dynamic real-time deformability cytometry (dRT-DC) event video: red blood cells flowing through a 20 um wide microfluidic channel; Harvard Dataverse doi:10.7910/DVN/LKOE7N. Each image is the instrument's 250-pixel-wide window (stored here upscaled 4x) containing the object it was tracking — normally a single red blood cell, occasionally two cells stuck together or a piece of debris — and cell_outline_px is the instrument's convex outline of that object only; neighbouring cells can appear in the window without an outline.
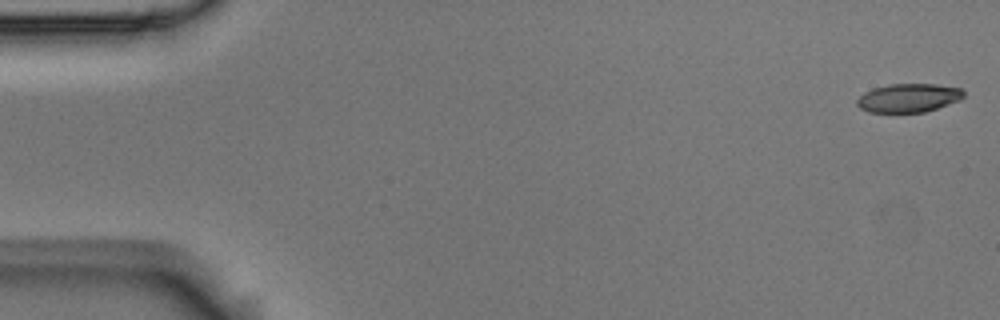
{"species": "Egyptian fruit bat (a non-hibernating species)", "species_latin": "Rousettus aegyptiacus", "temperature_condition": "room temperature", "stored_images_in_passage": 56, "camera_frame_rate_fps": 3000, "um_per_image_px": 0.085, "animal": {"sex": "male"}, "frame": {"image": 1, "passage_image": 1, "time_ms": 0.0, "image_size_px": [1000, 320], "cell_outline_px": [[964, 96], [960, 100], [924, 112], [868, 112], [860, 108], [856, 104], [856, 100], [864, 92], [872, 88], [888, 84], [936, 84], [960, 88], [964, 92]], "centroid_in_image_um": [77.2, 8.31], "position_along_channel_um": 7.8, "area_um2": 17.8}}
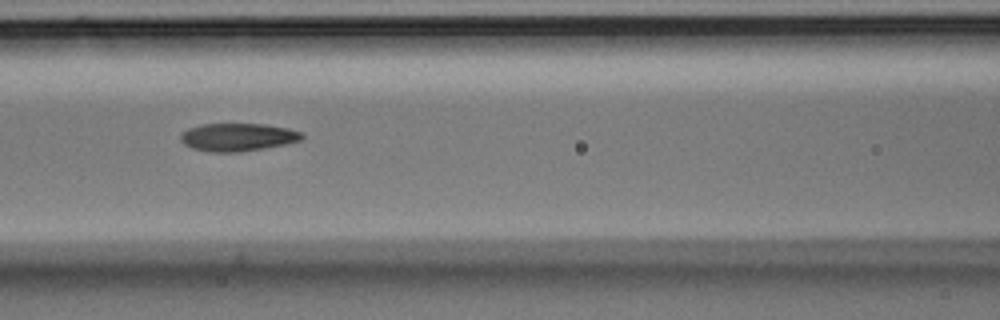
{"frame": {"image": 2, "passage_image": 24, "time_ms": 7.667, "image_size_px": [1000, 320], "cell_outline_px": [[304, 136], [300, 140], [284, 144], [264, 148], [240, 152], [208, 152], [192, 148], [184, 144], [180, 140], [180, 136], [188, 128], [200, 124], [264, 124], [288, 128], [300, 132]], "centroid_in_image_um": [20.17, 11.66], "position_along_channel_um": 146.4, "area_um2": 19.65}}
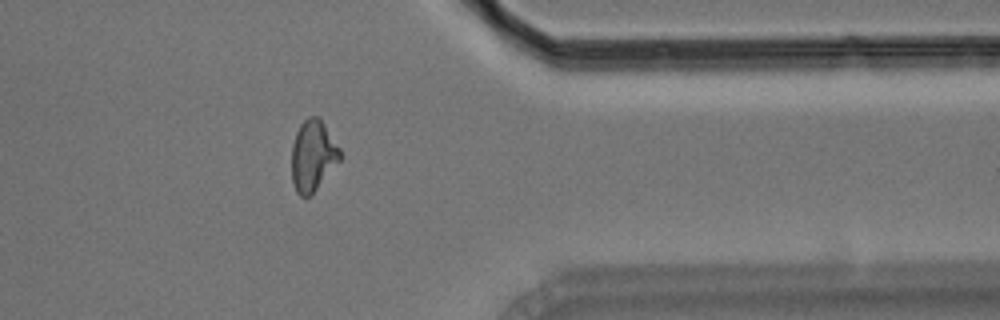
{"frame": {"image": 3, "passage_image": 45, "time_ms": 14.667, "image_size_px": [1000, 320], "cell_outline_px": [[340, 160], [312, 196], [300, 196], [296, 192], [292, 180], [292, 144], [296, 132], [300, 124], [308, 116], [320, 116], [340, 148]], "centroid_in_image_um": [26.6, 13.23], "position_along_channel_um": 384.8, "area_um2": 20.23}, "authors_computed_cell_mechanics": {"area_um2": 19.6809, "velocity_mm_per_s": 3.5924, "shape_relaxation_time_tau1_ms": 10.6303, "shape_relaxation_time_tau2_ms": 2.9963, "deformation_change_tau1": 0.2734, "deformation_change_tau2": 0.1075}}